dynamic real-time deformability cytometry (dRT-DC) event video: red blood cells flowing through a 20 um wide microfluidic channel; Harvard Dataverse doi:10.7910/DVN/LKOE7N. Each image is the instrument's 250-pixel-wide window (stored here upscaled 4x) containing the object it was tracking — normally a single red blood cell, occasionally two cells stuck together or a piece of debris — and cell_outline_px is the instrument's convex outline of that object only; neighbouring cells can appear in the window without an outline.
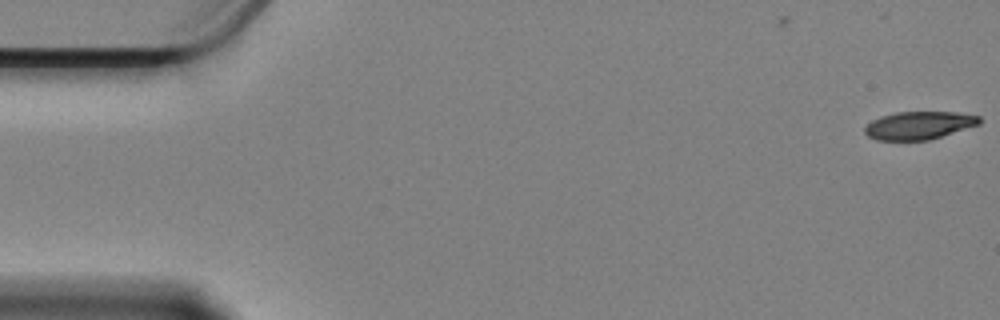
{"species": "Egyptian fruit bat (a non-hibernating species)", "species_latin": "Rousettus aegyptiacus", "temperature_condition": "cold", "stored_images_in_passage": 13, "camera_frame_rate_fps": 3000, "um_per_image_px": 0.085, "animal": {"sex": "female"}, "frame": {"image": 1, "passage_image": 1, "time_ms": 0.0, "image_size_px": [1000, 320], "cell_outline_px": [[980, 124], [928, 140], [876, 140], [868, 136], [864, 132], [864, 128], [872, 120], [880, 116], [896, 112], [956, 112], [980, 116]], "centroid_in_image_um": [78.09, 10.65], "position_along_channel_um": 6.9, "area_um2": 18.55}}